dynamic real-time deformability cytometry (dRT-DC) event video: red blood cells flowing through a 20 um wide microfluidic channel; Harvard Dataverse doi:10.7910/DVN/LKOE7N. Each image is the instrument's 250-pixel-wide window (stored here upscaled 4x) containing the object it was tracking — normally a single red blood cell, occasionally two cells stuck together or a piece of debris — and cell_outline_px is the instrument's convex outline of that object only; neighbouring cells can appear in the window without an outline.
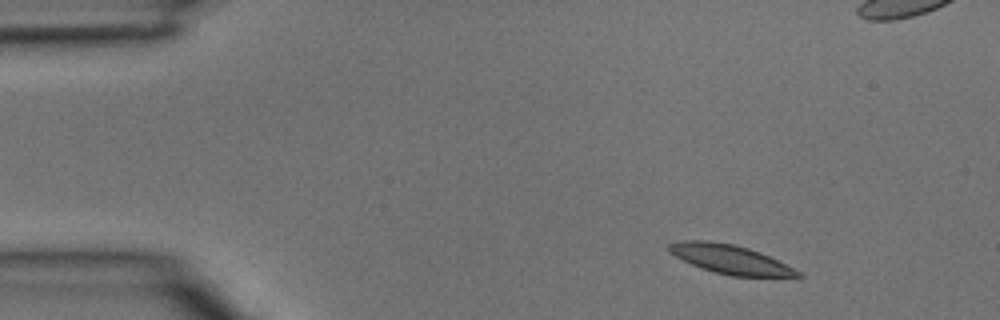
{"species": "common noctule bat (a hibernating species)", "species_latin": "Nyctalus noctula", "temperature_condition": "room temperature", "stored_images_in_passage": 3, "camera_frame_rate_fps": 3000, "um_per_image_px": 0.085, "animal": {"sex": "male", "body_mass_g": 15.6}, "frame": {"image": 1, "passage_image": 1, "time_ms": 0.0, "image_size_px": [1000, 320], "cell_outline_px": [[804, 276], [732, 276], [700, 268], [676, 256], [668, 248], [668, 244], [680, 240], [708, 240], [732, 244], [748, 248], [760, 252], [800, 272]], "centroid_in_image_um": [62.02, 22.02], "position_along_channel_um": 23.0, "area_um2": 21.21}}